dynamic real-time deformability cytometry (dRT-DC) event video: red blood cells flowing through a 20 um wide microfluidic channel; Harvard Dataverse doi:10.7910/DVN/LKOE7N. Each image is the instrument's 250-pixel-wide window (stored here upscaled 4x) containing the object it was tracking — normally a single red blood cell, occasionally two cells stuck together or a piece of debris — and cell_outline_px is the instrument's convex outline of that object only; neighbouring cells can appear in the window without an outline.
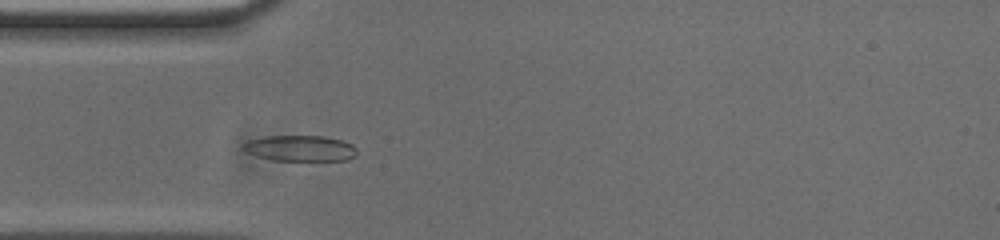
{"species": "common noctule bat (a hibernating species)", "species_latin": "Nyctalus noctula", "temperature_condition": "cold", "stored_images_in_passage": 53, "camera_frame_rate_fps": 3000, "um_per_image_px": 0.085, "animal": {"sex": "male", "body_mass_g": 20.0, "forearm_length_mm": 53.3}, "frame": {"image": 1, "passage_image": 14, "time_ms": 4.333, "image_size_px": [1000, 240], "cell_outline_px": [[356, 156], [348, 160], [272, 160], [256, 156], [248, 152], [244, 148], [244, 144], [248, 140], [264, 136], [324, 136], [344, 140], [352, 144], [356, 148]], "centroid_in_image_um": [25.56, 12.6], "position_along_channel_um": 59.4, "area_um2": 17.11}}
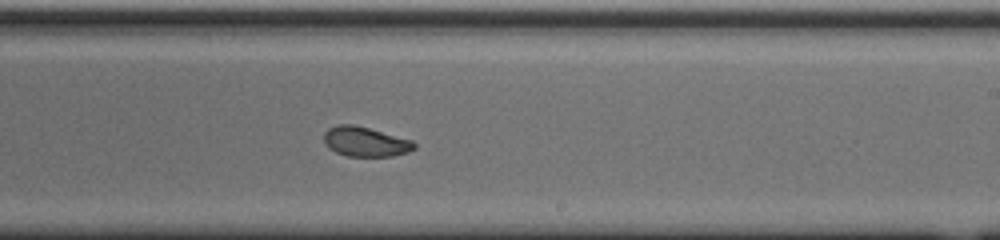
{"frame": {"image": 2, "passage_image": 30, "time_ms": 9.667, "image_size_px": [1000, 240], "cell_outline_px": [[416, 148], [408, 152], [392, 156], [348, 156], [336, 152], [328, 148], [324, 144], [324, 132], [328, 128], [340, 124], [352, 124], [368, 128], [412, 140], [416, 144]], "centroid_in_image_um": [31.04, 12.05], "position_along_channel_um": 258.0, "area_um2": 15.61}}
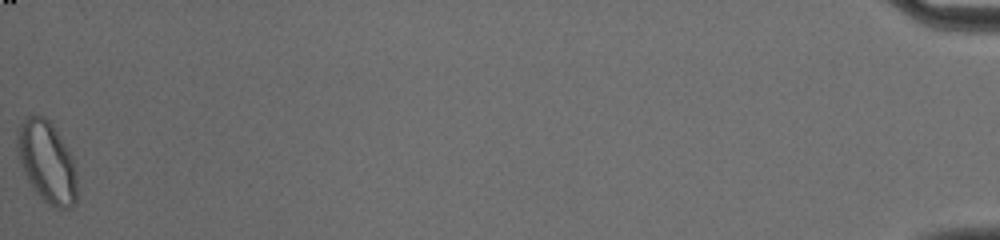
{"frame": {"image": 3, "passage_image": 53, "time_ms": 17.333, "image_size_px": [1000, 240], "cell_outline_px": [[76, 200], [72, 208], [56, 208], [48, 204], [32, 188], [20, 164], [16, 152], [16, 128], [28, 116], [44, 116], [52, 124], [72, 156], [76, 168]], "centroid_in_image_um": [3.96, 13.76], "position_along_channel_um": 431.2, "area_um2": 28.5}, "authors_computed_cell_mechanics": {"area_um2": 16.3574, "velocity_mm_per_s": 3.7241, "shape_relaxation_time_tau1_ms": null, "shape_relaxation_time_tau2_ms": 1.7882, "deformation_change_tau1": null, "deformation_change_tau2": 0.0606}}